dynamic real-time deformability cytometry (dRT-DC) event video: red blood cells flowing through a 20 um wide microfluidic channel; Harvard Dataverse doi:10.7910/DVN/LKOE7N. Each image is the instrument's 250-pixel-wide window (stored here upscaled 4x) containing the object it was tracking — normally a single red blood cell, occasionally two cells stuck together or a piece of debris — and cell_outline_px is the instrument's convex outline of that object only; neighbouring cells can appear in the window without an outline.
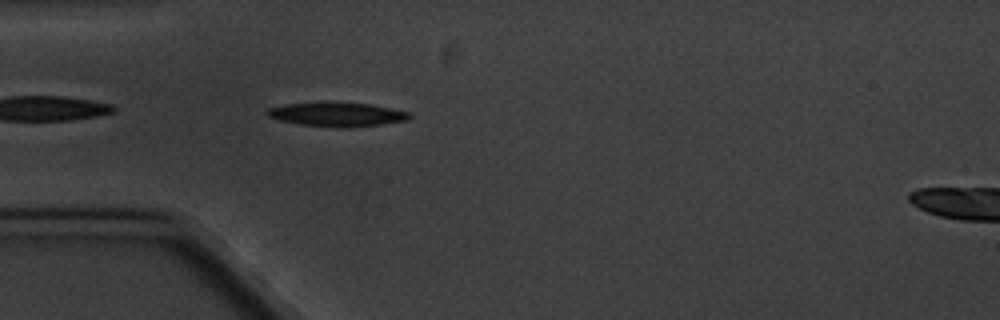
{"species": "common noctule bat (a hibernating species)", "species_latin": "Nyctalus noctula", "temperature_condition": "cold", "stored_images_in_passage": 4, "camera_frame_rate_fps": 3000, "um_per_image_px": 0.085, "animal": {"sex": "male", "body_mass_g": 20.1, "forearm_length_mm": 53.5}, "frame": {"image": 1, "passage_image": 4, "time_ms": 3.333, "image_size_px": [1000, 320], "cell_outline_px": [[412, 116], [408, 120], [380, 124], [348, 128], [300, 124], [280, 120], [268, 116], [264, 112], [268, 108], [284, 104], [328, 100], [368, 104], [412, 112]], "centroid_in_image_um": [28.63, 9.69], "position_along_channel_um": 56.4, "area_um2": 20.4}}